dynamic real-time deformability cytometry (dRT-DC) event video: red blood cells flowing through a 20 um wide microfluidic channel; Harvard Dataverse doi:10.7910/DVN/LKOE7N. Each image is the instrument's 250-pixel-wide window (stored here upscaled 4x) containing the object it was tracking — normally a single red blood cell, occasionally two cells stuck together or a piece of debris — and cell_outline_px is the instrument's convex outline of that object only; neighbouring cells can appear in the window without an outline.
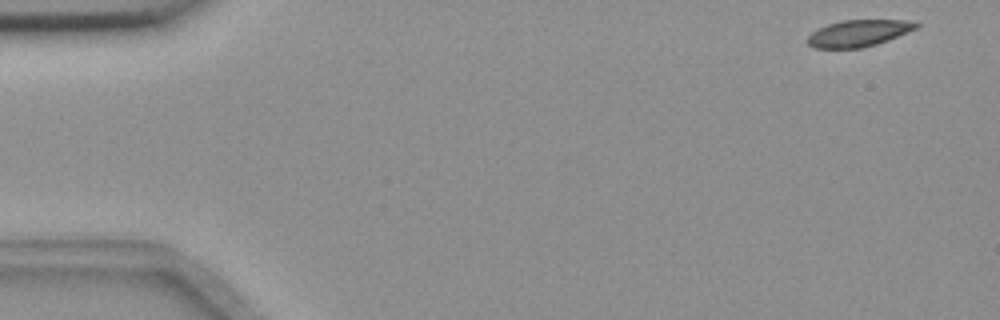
{"species": "common noctule bat (a hibernating species)", "species_latin": "Nyctalus noctula", "temperature_condition": "room temperature", "stored_images_in_passage": 6, "segment_of_instrument_passage": [1, 2], "camera_frame_rate_fps": 3000, "um_per_image_px": 0.085, "animal": {"sex": "female", "body_mass_g": 18.4}, "frame": {"image": 1, "passage_image": 1, "time_ms": 0.0, "image_size_px": [1000, 320], "cell_outline_px": [[920, 24], [916, 28], [908, 32], [888, 40], [876, 44], [860, 48], [816, 48], [808, 44], [804, 40], [812, 32], [828, 24], [840, 20], [912, 20]], "centroid_in_image_um": [72.97, 2.82], "position_along_channel_um": 12.0, "area_um2": 16.88}}
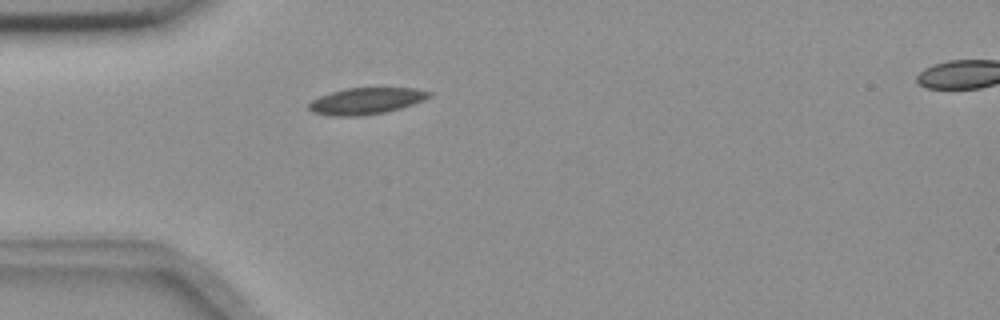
{"frame": {"image": 2, "passage_image": 5, "time_ms": 1.333, "image_size_px": [1000, 320], "cell_outline_px": [[432, 96], [424, 100], [400, 108], [384, 112], [360, 116], [332, 116], [312, 112], [308, 108], [308, 104], [312, 100], [320, 96], [344, 88], [416, 88], [432, 92]], "centroid_in_image_um": [31.12, 8.58], "position_along_channel_um": 53.9, "area_um2": 18.55}}